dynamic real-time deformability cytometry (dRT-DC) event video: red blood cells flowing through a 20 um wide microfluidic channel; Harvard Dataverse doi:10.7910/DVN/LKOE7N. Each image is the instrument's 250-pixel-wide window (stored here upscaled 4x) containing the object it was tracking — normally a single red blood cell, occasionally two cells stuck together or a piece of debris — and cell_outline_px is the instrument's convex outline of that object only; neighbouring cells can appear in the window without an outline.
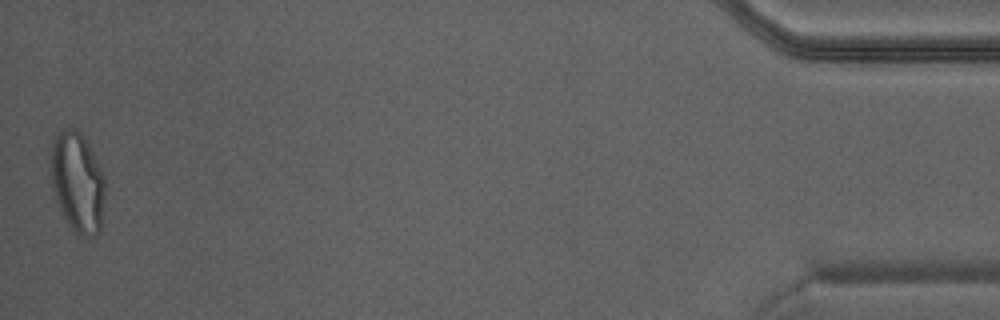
{"species": "Egyptian fruit bat (a non-hibernating species)", "species_latin": "Rousettus aegyptiacus", "temperature_condition": "warm", "stored_images_in_passage": 41, "camera_frame_rate_fps": 3000, "um_per_image_px": 0.085, "animal": {"sex": "male"}, "frame": {"image": 1, "passage_image": 41, "time_ms": 13.333, "image_size_px": [1000, 320], "cell_outline_px": [[104, 196], [100, 232], [96, 236], [84, 236], [76, 232], [64, 220], [52, 188], [48, 164], [48, 152], [56, 136], [64, 128], [76, 128], [80, 132], [88, 144], [104, 176]], "centroid_in_image_um": [6.54, 15.47], "position_along_channel_um": 428.7, "area_um2": 32.02}}